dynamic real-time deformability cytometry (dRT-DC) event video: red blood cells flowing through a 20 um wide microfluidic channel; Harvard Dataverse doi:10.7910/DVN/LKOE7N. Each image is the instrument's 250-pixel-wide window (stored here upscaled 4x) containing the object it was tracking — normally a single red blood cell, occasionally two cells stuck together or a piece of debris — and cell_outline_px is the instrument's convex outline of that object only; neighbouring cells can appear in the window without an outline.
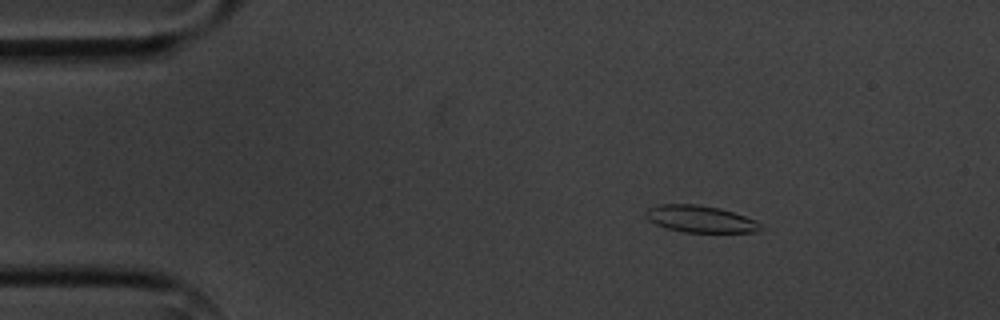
{"species": "common noctule bat (a hibernating species)", "species_latin": "Nyctalus noctula", "temperature_condition": "cold", "stored_images_in_passage": 4, "camera_frame_rate_fps": 3000, "um_per_image_px": 0.085, "animal": {"sex": "male", "body_mass_g": 20.1, "forearm_length_mm": 53.5}, "frame": {"image": 1, "passage_image": 3, "time_ms": 2.667, "image_size_px": [1000, 320], "cell_outline_px": [[760, 232], [684, 232], [664, 228], [648, 220], [644, 216], [648, 208], [660, 204], [696, 204], [720, 208], [756, 220], [760, 228]], "centroid_in_image_um": [59.47, 18.61], "position_along_channel_um": 25.5, "area_um2": 17.92}}